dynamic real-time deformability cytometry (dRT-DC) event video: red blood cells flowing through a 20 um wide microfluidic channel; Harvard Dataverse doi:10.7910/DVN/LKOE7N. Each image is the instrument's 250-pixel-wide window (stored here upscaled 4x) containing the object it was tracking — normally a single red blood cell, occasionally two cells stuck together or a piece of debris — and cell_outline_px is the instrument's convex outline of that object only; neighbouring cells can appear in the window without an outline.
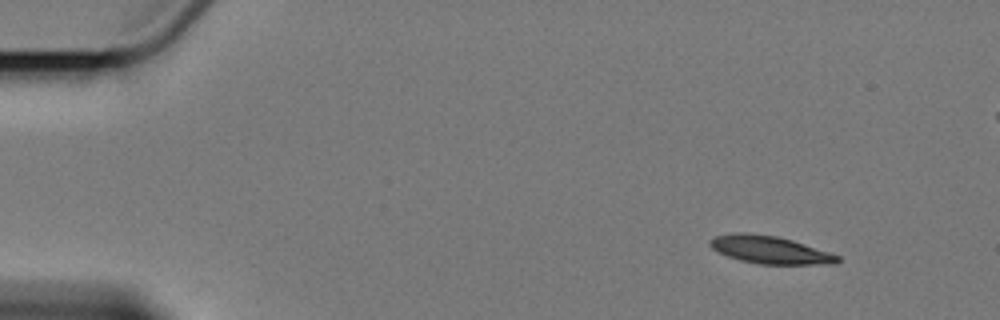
{"species": "Egyptian fruit bat (a non-hibernating species)", "species_latin": "Rousettus aegyptiacus", "temperature_condition": "cold", "stored_images_in_passage": 5, "camera_frame_rate_fps": 3000, "um_per_image_px": 0.085, "animal": {"sex": "female"}, "frame": {"image": 1, "passage_image": 1, "time_ms": 0.0, "image_size_px": [1000, 320], "cell_outline_px": [[840, 260], [836, 264], [760, 264], [740, 260], [728, 256], [712, 248], [708, 244], [716, 236], [736, 232], [744, 232], [776, 236], [792, 240], [840, 256]], "centroid_in_image_um": [65.45, 21.24], "position_along_channel_um": 19.5, "area_um2": 20.29}}